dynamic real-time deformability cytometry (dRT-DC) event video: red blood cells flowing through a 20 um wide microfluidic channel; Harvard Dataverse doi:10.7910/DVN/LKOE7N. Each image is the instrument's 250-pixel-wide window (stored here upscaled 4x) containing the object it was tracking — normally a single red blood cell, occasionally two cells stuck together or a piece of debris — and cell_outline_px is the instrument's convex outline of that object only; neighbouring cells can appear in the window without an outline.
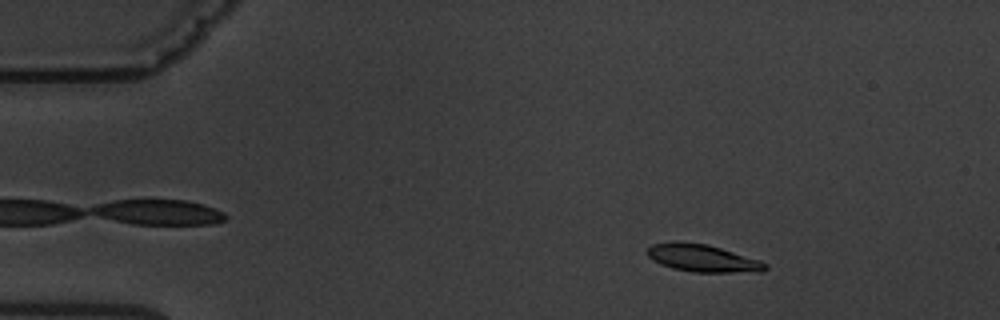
{"species": "common noctule bat (a hibernating species)", "species_latin": "Nyctalus noctula", "temperature_condition": "warm", "stored_images_in_passage": 4, "camera_frame_rate_fps": 3000, "um_per_image_px": 0.085, "animal": {"sex": "male", "body_mass_g": 19.5, "forearm_length_mm": 54.6}, "frame": {"image": 1, "passage_image": 2, "time_ms": 1.0, "image_size_px": [1000, 320], "cell_outline_px": [[768, 268], [764, 272], [692, 272], [672, 268], [660, 264], [652, 260], [644, 252], [652, 244], [676, 240], [680, 240], [708, 244], [760, 260], [768, 264]], "centroid_in_image_um": [59.69, 21.93], "position_along_channel_um": 25.3, "area_um2": 19.31}}